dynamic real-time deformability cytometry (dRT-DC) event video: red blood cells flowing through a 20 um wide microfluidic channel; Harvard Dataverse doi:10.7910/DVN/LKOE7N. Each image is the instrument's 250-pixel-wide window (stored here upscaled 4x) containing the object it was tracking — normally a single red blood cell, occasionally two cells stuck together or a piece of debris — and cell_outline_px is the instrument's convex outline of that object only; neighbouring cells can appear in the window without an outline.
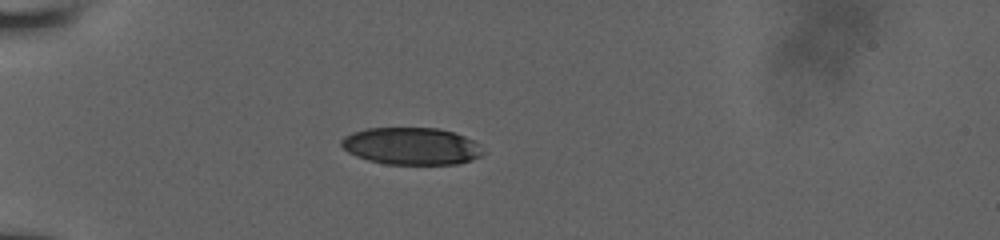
{"species": "human", "species_latin": "Homo sapiens", "temperature_condition": "room temperature", "stored_images_in_passage": 39, "camera_frame_rate_fps": 3000, "um_per_image_px": 0.085, "donor": {"sex": "male"}, "frame": {"image": 1, "passage_image": 1, "time_ms": 0.0, "image_size_px": [1000, 240], "cell_outline_px": [[484, 152], [480, 156], [472, 160], [456, 164], [384, 164], [368, 160], [356, 156], [348, 152], [340, 144], [340, 140], [344, 136], [352, 132], [364, 128], [440, 128], [464, 136], [472, 140]], "centroid_in_image_um": [34.92, 12.42], "position_along_channel_um": 50.1, "area_um2": 30.69}}
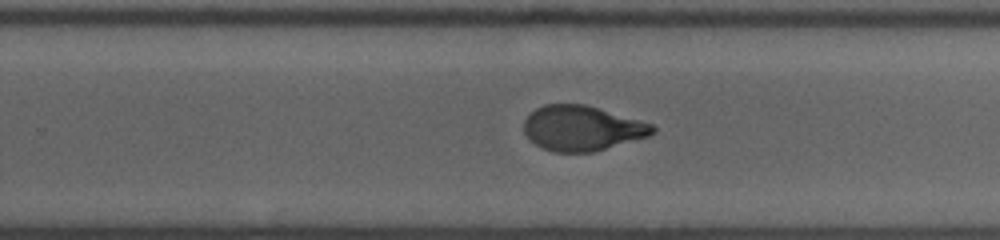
{"frame": {"image": 2, "passage_image": 21, "time_ms": 6.667, "image_size_px": [1000, 240], "cell_outline_px": [[656, 132], [648, 136], [592, 152], [556, 152], [544, 148], [528, 140], [524, 132], [524, 120], [536, 108], [544, 104], [584, 104], [652, 124], [656, 128]], "centroid_in_image_um": [49.44, 10.9], "position_along_channel_um": 280.4, "area_um2": 33.41}}
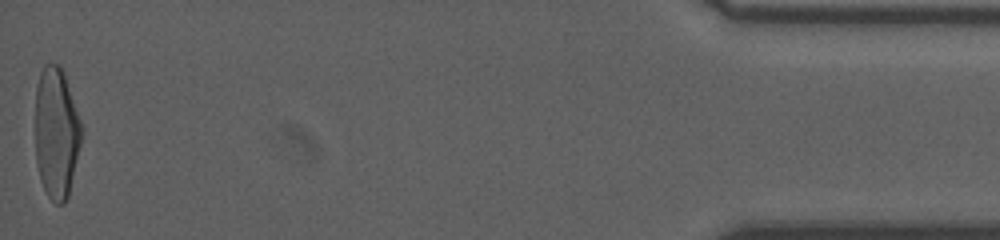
{"frame": {"image": 3, "passage_image": 39, "time_ms": 12.667, "image_size_px": [1000, 240], "cell_outline_px": [[84, 132], [68, 196], [64, 204], [56, 204], [48, 196], [40, 180], [36, 164], [36, 88], [40, 72], [44, 64], [60, 64], [64, 72]], "centroid_in_image_um": [4.8, 11.3], "position_along_channel_um": 430.4, "area_um2": 35.55}, "authors_computed_cell_mechanics": {"area_um2": 35.0846, "velocity_mm_per_s": 3.9043, "shape_relaxation_time_tau1_ms": 6.3171, "shape_relaxation_time_tau2_ms": 0.848, "deformation_change_tau1": 0.2395, "deformation_change_tau2": 0.0666}}